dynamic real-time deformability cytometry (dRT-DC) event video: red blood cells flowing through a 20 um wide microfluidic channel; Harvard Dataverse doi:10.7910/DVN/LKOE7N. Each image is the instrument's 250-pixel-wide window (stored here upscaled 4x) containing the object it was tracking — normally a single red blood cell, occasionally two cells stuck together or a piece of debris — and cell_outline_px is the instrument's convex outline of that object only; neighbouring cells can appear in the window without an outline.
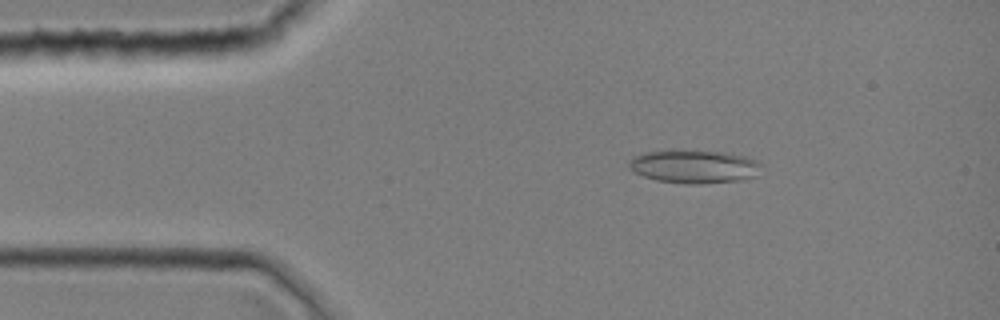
{"species": "common noctule bat (a hibernating species)", "species_latin": "Nyctalus noctula", "temperature_condition": "room temperature", "stored_images_in_passage": 3, "camera_frame_rate_fps": 3000, "um_per_image_px": 0.085, "animal": {"sex": "female", "body_mass_g": 19.0, "forearm_length_mm": 51.5}, "frame": {"image": 1, "passage_image": 2, "time_ms": 0.333, "image_size_px": [1000, 320], "cell_outline_px": [[760, 164], [756, 176], [740, 180], [700, 184], [684, 184], [656, 180], [644, 176], [636, 172], [628, 164], [628, 160], [632, 156], [644, 152], [672, 148], [728, 152], [748, 156], [756, 160]], "centroid_in_image_um": [58.97, 14.11], "position_along_channel_um": 26.0, "area_um2": 26.36}}